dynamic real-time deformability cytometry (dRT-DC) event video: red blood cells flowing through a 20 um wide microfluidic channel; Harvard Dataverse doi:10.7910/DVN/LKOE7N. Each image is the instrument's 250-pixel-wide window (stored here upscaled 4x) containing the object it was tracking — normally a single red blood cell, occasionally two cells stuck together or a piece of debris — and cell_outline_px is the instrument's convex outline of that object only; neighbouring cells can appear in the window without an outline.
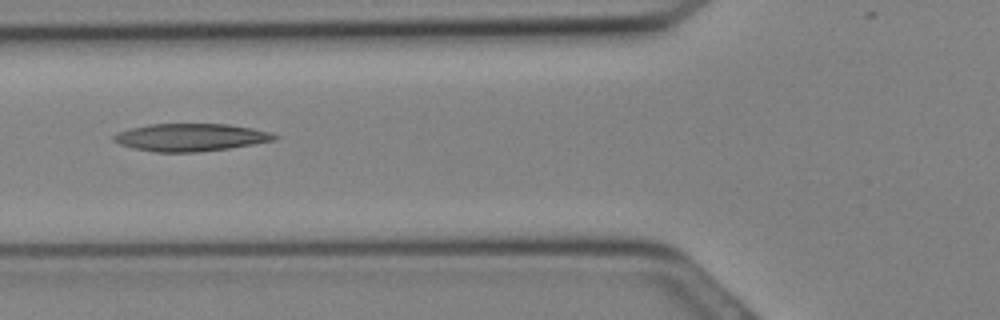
{"species": "Egyptian fruit bat (a non-hibernating species)", "species_latin": "Rousettus aegyptiacus", "temperature_condition": "cold", "stored_images_in_passage": 18, "camera_frame_rate_fps": 3000, "um_per_image_px": 0.085, "animal": {"sex": "female"}, "frame": {"image": 1, "passage_image": 11, "time_ms": 3.333, "image_size_px": [1000, 320], "cell_outline_px": [[280, 136], [276, 140], [228, 148], [196, 152], [156, 152], [132, 148], [120, 144], [112, 140], [112, 136], [120, 132], [132, 128], [152, 124], [228, 124], [252, 128], [272, 132]], "centroid_in_image_um": [16.24, 11.67], "position_along_channel_um": 109.6, "area_um2": 25.72}}
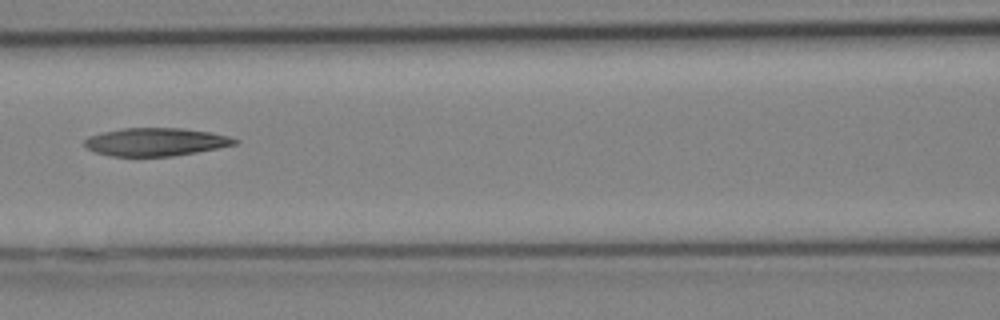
{"frame": {"image": 2, "passage_image": 13, "time_ms": 4.0, "image_size_px": [1000, 320], "cell_outline_px": [[240, 140], [236, 144], [196, 152], [172, 156], [112, 156], [96, 152], [88, 148], [84, 144], [84, 140], [88, 136], [104, 132], [124, 128], [184, 128], [212, 132], [228, 136]], "centroid_in_image_um": [13.25, 12.05], "position_along_channel_um": 153.3, "area_um2": 24.39}}